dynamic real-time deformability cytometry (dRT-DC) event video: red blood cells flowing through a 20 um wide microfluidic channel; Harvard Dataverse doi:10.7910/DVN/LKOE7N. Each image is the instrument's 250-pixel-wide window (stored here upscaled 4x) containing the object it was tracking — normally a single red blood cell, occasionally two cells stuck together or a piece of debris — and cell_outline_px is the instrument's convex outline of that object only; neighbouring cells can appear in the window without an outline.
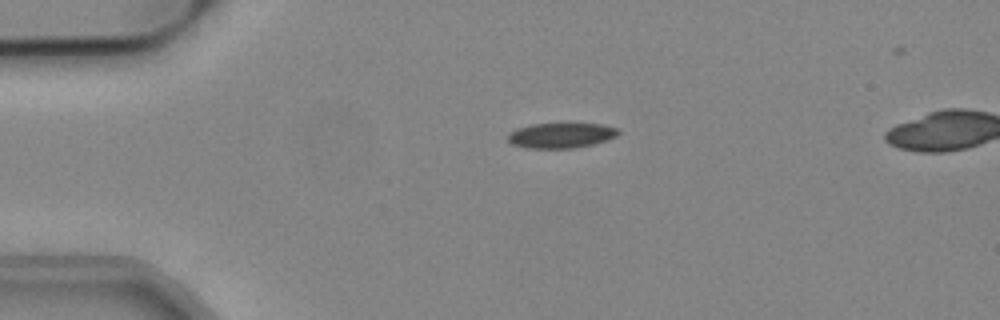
{"species": "common noctule bat (a hibernating species)", "species_latin": "Nyctalus noctula", "temperature_condition": "cold", "stored_images_in_passage": 41, "camera_frame_rate_fps": 3000, "um_per_image_px": 0.085, "animal": {"sex": "male", "body_mass_g": 19.2, "forearm_length_mm": 51.8}, "frame": {"image": 1, "passage_image": 1, "time_ms": 0.0, "image_size_px": [1000, 320], "cell_outline_px": [[620, 132], [616, 136], [592, 144], [572, 148], [528, 148], [512, 144], [508, 140], [508, 132], [516, 128], [532, 124], [600, 124], [620, 128]], "centroid_in_image_um": [47.66, 11.5], "position_along_channel_um": 37.3, "area_um2": 16.07}}
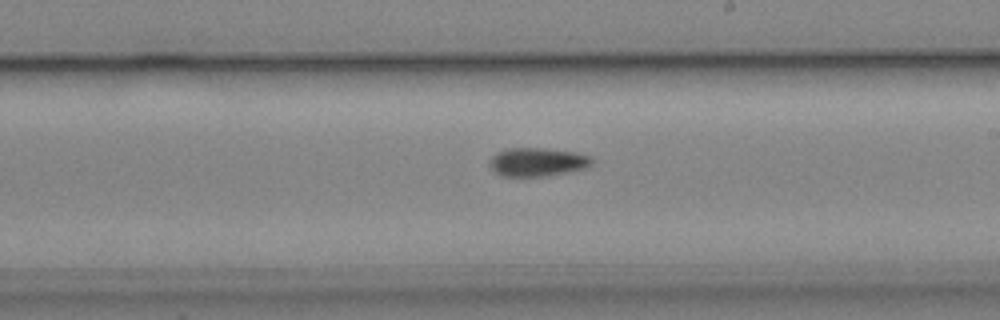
{"frame": {"image": 2, "passage_image": 20, "time_ms": 6.333, "image_size_px": [1000, 320], "cell_outline_px": [[592, 164], [584, 168], [544, 176], [504, 176], [496, 172], [488, 164], [492, 156], [496, 152], [508, 148], [544, 148], [576, 152], [592, 156]], "centroid_in_image_um": [45.67, 13.75], "position_along_channel_um": 243.3, "area_um2": 16.88}}
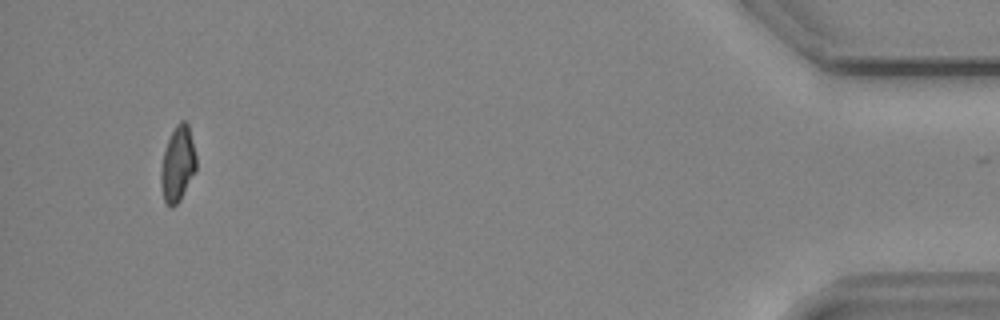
{"frame": {"image": 3, "passage_image": 40, "time_ms": 13.0, "image_size_px": [1000, 320], "cell_outline_px": [[196, 168], [180, 200], [172, 208], [164, 200], [160, 184], [160, 172], [164, 152], [168, 140], [176, 124], [180, 120], [184, 120], [188, 124], [196, 156]], "centroid_in_image_um": [15.09, 13.93], "position_along_channel_um": 420.1, "area_um2": 15.26}}